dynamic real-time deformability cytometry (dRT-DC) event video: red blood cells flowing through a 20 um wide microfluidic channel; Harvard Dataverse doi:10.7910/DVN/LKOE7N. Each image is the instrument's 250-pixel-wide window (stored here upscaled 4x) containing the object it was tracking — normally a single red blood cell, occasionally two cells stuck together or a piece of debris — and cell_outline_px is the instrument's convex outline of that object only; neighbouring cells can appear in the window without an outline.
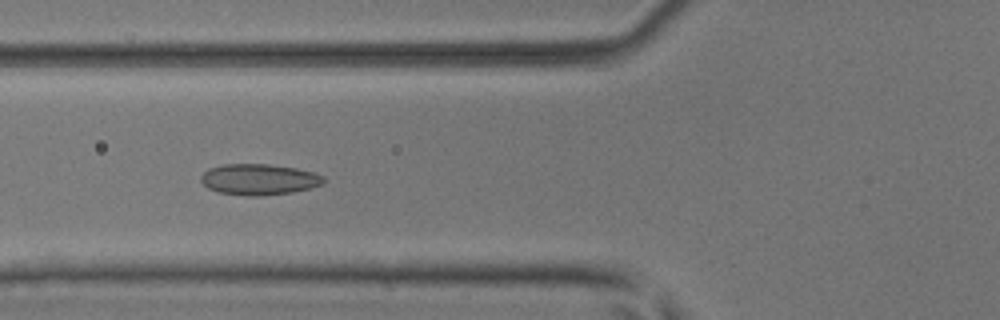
{"species": "common noctule bat (a hibernating species)", "species_latin": "Nyctalus noctula", "temperature_condition": "room temperature", "stored_images_in_passage": 51, "camera_frame_rate_fps": 3000, "um_per_image_px": 0.085, "animal": {"sex": "male", "body_mass_g": 17.9, "forearm_length_mm": 54.2}, "frame": {"image": 1, "passage_image": 20, "time_ms": 6.333, "image_size_px": [1000, 320], "cell_outline_px": [[324, 184], [292, 192], [260, 196], [248, 196], [220, 192], [208, 188], [200, 180], [200, 176], [208, 168], [224, 164], [268, 164], [296, 168], [312, 172], [324, 176]], "centroid_in_image_um": [22.0, 15.24], "position_along_channel_um": 103.8, "area_um2": 22.08}}
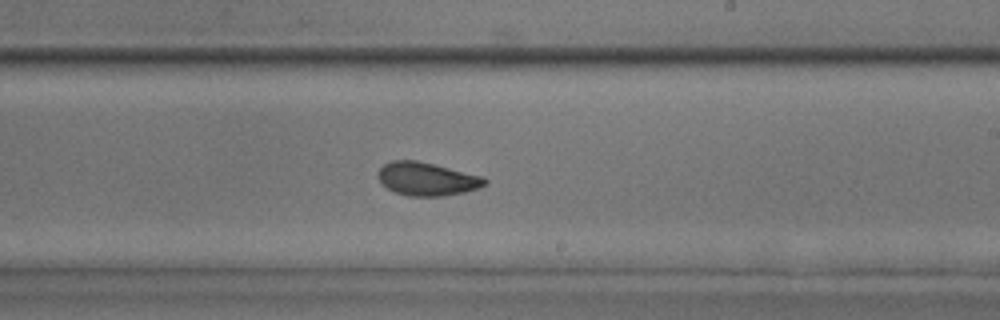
{"frame": {"image": 2, "passage_image": 31, "time_ms": 10.0, "image_size_px": [1000, 320], "cell_outline_px": [[488, 184], [464, 192], [444, 196], [408, 196], [396, 192], [388, 188], [376, 176], [380, 168], [384, 164], [392, 160], [416, 160], [484, 176], [488, 180]], "centroid_in_image_um": [36.31, 15.21], "position_along_channel_um": 252.7, "area_um2": 20.63}}
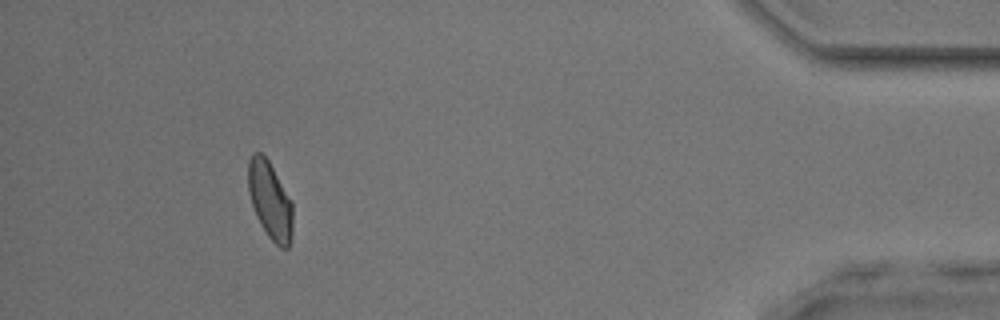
{"frame": {"image": 3, "passage_image": 47, "time_ms": 15.333, "image_size_px": [1000, 320], "cell_outline_px": [[292, 236], [288, 248], [280, 248], [268, 236], [260, 224], [256, 216], [248, 192], [248, 160], [252, 152], [260, 152], [268, 160], [292, 200]], "centroid_in_image_um": [22.95, 17.03], "position_along_channel_um": 412.3, "area_um2": 20.23}, "authors_computed_cell_mechanics": {"area_um2": 20.9236, "velocity_mm_per_s": 4.0852, "shape_relaxation_time_tau1_ms": 7.5489, "shape_relaxation_time_tau2_ms": 1.5987, "deformation_change_tau1": 0.1319, "deformation_change_tau2": 0.072}}